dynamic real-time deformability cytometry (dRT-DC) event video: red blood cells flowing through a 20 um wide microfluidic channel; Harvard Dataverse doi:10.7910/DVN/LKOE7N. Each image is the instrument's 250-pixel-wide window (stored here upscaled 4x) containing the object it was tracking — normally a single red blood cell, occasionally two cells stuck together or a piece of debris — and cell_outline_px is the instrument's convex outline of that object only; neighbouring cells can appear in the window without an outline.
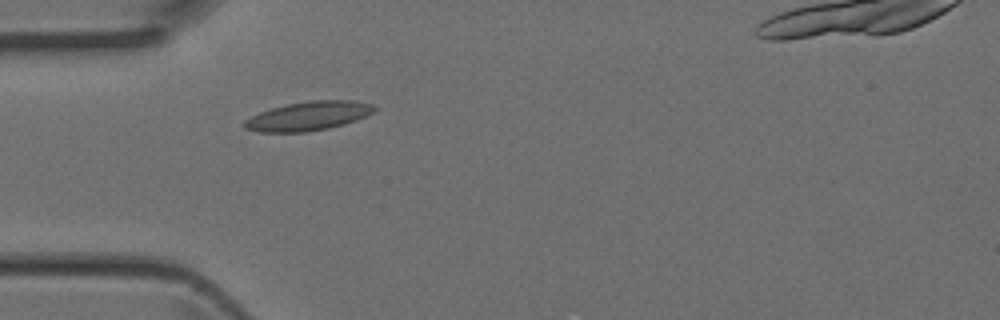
{"species": "Egyptian fruit bat (a non-hibernating species)", "species_latin": "Rousettus aegyptiacus", "temperature_condition": "room temperature", "stored_images_in_passage": 2, "camera_frame_rate_fps": 3000, "um_per_image_px": 0.085, "animal": {"sex": "female"}, "frame": {"image": 1, "passage_image": 2, "time_ms": 0.333, "image_size_px": [1000, 320], "cell_outline_px": [[376, 112], [356, 120], [344, 124], [328, 128], [304, 132], [260, 132], [244, 128], [244, 120], [260, 112], [272, 108], [288, 104], [308, 100], [352, 100], [372, 104], [376, 108]], "centroid_in_image_um": [26.24, 9.85], "position_along_channel_um": 58.8, "area_um2": 21.91}}